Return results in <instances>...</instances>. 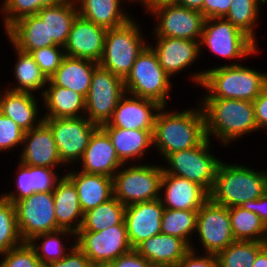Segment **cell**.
I'll return each mask as SVG.
<instances>
[{
    "instance_id": "cell-1",
    "label": "cell",
    "mask_w": 267,
    "mask_h": 267,
    "mask_svg": "<svg viewBox=\"0 0 267 267\" xmlns=\"http://www.w3.org/2000/svg\"><path fill=\"white\" fill-rule=\"evenodd\" d=\"M194 73V74H193ZM190 82L206 89L201 98L238 99L253 102L267 87V73L231 62L193 72Z\"/></svg>"
},
{
    "instance_id": "cell-2",
    "label": "cell",
    "mask_w": 267,
    "mask_h": 267,
    "mask_svg": "<svg viewBox=\"0 0 267 267\" xmlns=\"http://www.w3.org/2000/svg\"><path fill=\"white\" fill-rule=\"evenodd\" d=\"M166 109L163 106L156 115L152 147L163 159L168 154L194 148L207 138L200 104L183 111Z\"/></svg>"
},
{
    "instance_id": "cell-3",
    "label": "cell",
    "mask_w": 267,
    "mask_h": 267,
    "mask_svg": "<svg viewBox=\"0 0 267 267\" xmlns=\"http://www.w3.org/2000/svg\"><path fill=\"white\" fill-rule=\"evenodd\" d=\"M206 136L222 146L258 130L253 102L238 99L201 98Z\"/></svg>"
},
{
    "instance_id": "cell-4",
    "label": "cell",
    "mask_w": 267,
    "mask_h": 267,
    "mask_svg": "<svg viewBox=\"0 0 267 267\" xmlns=\"http://www.w3.org/2000/svg\"><path fill=\"white\" fill-rule=\"evenodd\" d=\"M221 161L210 192V199L227 208L256 200L267 191V171Z\"/></svg>"
},
{
    "instance_id": "cell-5",
    "label": "cell",
    "mask_w": 267,
    "mask_h": 267,
    "mask_svg": "<svg viewBox=\"0 0 267 267\" xmlns=\"http://www.w3.org/2000/svg\"><path fill=\"white\" fill-rule=\"evenodd\" d=\"M135 20L132 18L121 27L107 30L103 54L98 62V65L123 80L131 71L139 54L148 45L142 28Z\"/></svg>"
},
{
    "instance_id": "cell-6",
    "label": "cell",
    "mask_w": 267,
    "mask_h": 267,
    "mask_svg": "<svg viewBox=\"0 0 267 267\" xmlns=\"http://www.w3.org/2000/svg\"><path fill=\"white\" fill-rule=\"evenodd\" d=\"M123 81L125 92L130 95L151 99L166 107L168 99L171 101V77L159 64L154 50L149 45L139 54Z\"/></svg>"
},
{
    "instance_id": "cell-7",
    "label": "cell",
    "mask_w": 267,
    "mask_h": 267,
    "mask_svg": "<svg viewBox=\"0 0 267 267\" xmlns=\"http://www.w3.org/2000/svg\"><path fill=\"white\" fill-rule=\"evenodd\" d=\"M141 164H124L114 174V197L125 206L153 201L160 197L162 166L150 162Z\"/></svg>"
},
{
    "instance_id": "cell-8",
    "label": "cell",
    "mask_w": 267,
    "mask_h": 267,
    "mask_svg": "<svg viewBox=\"0 0 267 267\" xmlns=\"http://www.w3.org/2000/svg\"><path fill=\"white\" fill-rule=\"evenodd\" d=\"M211 139L187 150L168 154L163 173L172 174L202 186L209 194L213 189L217 168L222 161L212 154ZM167 166V167H166Z\"/></svg>"
},
{
    "instance_id": "cell-9",
    "label": "cell",
    "mask_w": 267,
    "mask_h": 267,
    "mask_svg": "<svg viewBox=\"0 0 267 267\" xmlns=\"http://www.w3.org/2000/svg\"><path fill=\"white\" fill-rule=\"evenodd\" d=\"M204 47L224 60H245L259 49L251 38L224 18L205 19L200 39V53ZM258 47V48H257ZM231 59V60H230Z\"/></svg>"
},
{
    "instance_id": "cell-10",
    "label": "cell",
    "mask_w": 267,
    "mask_h": 267,
    "mask_svg": "<svg viewBox=\"0 0 267 267\" xmlns=\"http://www.w3.org/2000/svg\"><path fill=\"white\" fill-rule=\"evenodd\" d=\"M125 93L123 79L98 65L85 98V117L98 127L107 124Z\"/></svg>"
},
{
    "instance_id": "cell-11",
    "label": "cell",
    "mask_w": 267,
    "mask_h": 267,
    "mask_svg": "<svg viewBox=\"0 0 267 267\" xmlns=\"http://www.w3.org/2000/svg\"><path fill=\"white\" fill-rule=\"evenodd\" d=\"M20 236L28 242L34 236L60 230L57 227L53 192H35L15 203Z\"/></svg>"
},
{
    "instance_id": "cell-12",
    "label": "cell",
    "mask_w": 267,
    "mask_h": 267,
    "mask_svg": "<svg viewBox=\"0 0 267 267\" xmlns=\"http://www.w3.org/2000/svg\"><path fill=\"white\" fill-rule=\"evenodd\" d=\"M148 14L156 21L153 37H169L200 41L205 18L198 10L177 4L153 7Z\"/></svg>"
},
{
    "instance_id": "cell-13",
    "label": "cell",
    "mask_w": 267,
    "mask_h": 267,
    "mask_svg": "<svg viewBox=\"0 0 267 267\" xmlns=\"http://www.w3.org/2000/svg\"><path fill=\"white\" fill-rule=\"evenodd\" d=\"M195 234L207 254L217 255L236 241L228 208L209 198L198 210Z\"/></svg>"
},
{
    "instance_id": "cell-14",
    "label": "cell",
    "mask_w": 267,
    "mask_h": 267,
    "mask_svg": "<svg viewBox=\"0 0 267 267\" xmlns=\"http://www.w3.org/2000/svg\"><path fill=\"white\" fill-rule=\"evenodd\" d=\"M44 121L52 130L59 158L65 166L81 160L91 135L98 128L85 116L44 119Z\"/></svg>"
},
{
    "instance_id": "cell-15",
    "label": "cell",
    "mask_w": 267,
    "mask_h": 267,
    "mask_svg": "<svg viewBox=\"0 0 267 267\" xmlns=\"http://www.w3.org/2000/svg\"><path fill=\"white\" fill-rule=\"evenodd\" d=\"M75 236V244L92 264H110L133 249L124 221L99 232L78 231Z\"/></svg>"
},
{
    "instance_id": "cell-16",
    "label": "cell",
    "mask_w": 267,
    "mask_h": 267,
    "mask_svg": "<svg viewBox=\"0 0 267 267\" xmlns=\"http://www.w3.org/2000/svg\"><path fill=\"white\" fill-rule=\"evenodd\" d=\"M164 209L160 199L126 206L124 222L133 249L144 240L161 233Z\"/></svg>"
},
{
    "instance_id": "cell-17",
    "label": "cell",
    "mask_w": 267,
    "mask_h": 267,
    "mask_svg": "<svg viewBox=\"0 0 267 267\" xmlns=\"http://www.w3.org/2000/svg\"><path fill=\"white\" fill-rule=\"evenodd\" d=\"M20 163L28 166L57 168L64 166L50 126L43 120L38 126L24 133Z\"/></svg>"
},
{
    "instance_id": "cell-18",
    "label": "cell",
    "mask_w": 267,
    "mask_h": 267,
    "mask_svg": "<svg viewBox=\"0 0 267 267\" xmlns=\"http://www.w3.org/2000/svg\"><path fill=\"white\" fill-rule=\"evenodd\" d=\"M162 107L154 100L125 93L116 105L110 121L102 126L154 130L156 115Z\"/></svg>"
},
{
    "instance_id": "cell-19",
    "label": "cell",
    "mask_w": 267,
    "mask_h": 267,
    "mask_svg": "<svg viewBox=\"0 0 267 267\" xmlns=\"http://www.w3.org/2000/svg\"><path fill=\"white\" fill-rule=\"evenodd\" d=\"M107 30L77 15L64 46L66 55L98 63L103 54Z\"/></svg>"
},
{
    "instance_id": "cell-20",
    "label": "cell",
    "mask_w": 267,
    "mask_h": 267,
    "mask_svg": "<svg viewBox=\"0 0 267 267\" xmlns=\"http://www.w3.org/2000/svg\"><path fill=\"white\" fill-rule=\"evenodd\" d=\"M153 39L156 40L154 42L156 45L153 46L152 43L148 45L154 50L159 64L171 78L200 59V41L169 37H153Z\"/></svg>"
},
{
    "instance_id": "cell-21",
    "label": "cell",
    "mask_w": 267,
    "mask_h": 267,
    "mask_svg": "<svg viewBox=\"0 0 267 267\" xmlns=\"http://www.w3.org/2000/svg\"><path fill=\"white\" fill-rule=\"evenodd\" d=\"M209 198L210 194L202 186L188 179L167 173L161 177L159 199L164 208L199 210Z\"/></svg>"
},
{
    "instance_id": "cell-22",
    "label": "cell",
    "mask_w": 267,
    "mask_h": 267,
    "mask_svg": "<svg viewBox=\"0 0 267 267\" xmlns=\"http://www.w3.org/2000/svg\"><path fill=\"white\" fill-rule=\"evenodd\" d=\"M80 171L90 174H101L114 177V174L124 165L108 134L98 127L91 135L87 148L79 161Z\"/></svg>"
},
{
    "instance_id": "cell-23",
    "label": "cell",
    "mask_w": 267,
    "mask_h": 267,
    "mask_svg": "<svg viewBox=\"0 0 267 267\" xmlns=\"http://www.w3.org/2000/svg\"><path fill=\"white\" fill-rule=\"evenodd\" d=\"M73 168L64 175L74 184L83 213L97 207L114 196L113 178L101 174H90ZM69 172V173H68Z\"/></svg>"
},
{
    "instance_id": "cell-24",
    "label": "cell",
    "mask_w": 267,
    "mask_h": 267,
    "mask_svg": "<svg viewBox=\"0 0 267 267\" xmlns=\"http://www.w3.org/2000/svg\"><path fill=\"white\" fill-rule=\"evenodd\" d=\"M108 134L118 158L123 164L137 163L147 156V151L153 147V131L140 129H123L113 126H101ZM141 158V159H140Z\"/></svg>"
},
{
    "instance_id": "cell-25",
    "label": "cell",
    "mask_w": 267,
    "mask_h": 267,
    "mask_svg": "<svg viewBox=\"0 0 267 267\" xmlns=\"http://www.w3.org/2000/svg\"><path fill=\"white\" fill-rule=\"evenodd\" d=\"M135 250L153 267L177 266L190 247L180 238L160 233L140 243Z\"/></svg>"
},
{
    "instance_id": "cell-26",
    "label": "cell",
    "mask_w": 267,
    "mask_h": 267,
    "mask_svg": "<svg viewBox=\"0 0 267 267\" xmlns=\"http://www.w3.org/2000/svg\"><path fill=\"white\" fill-rule=\"evenodd\" d=\"M41 98L43 119L78 118L85 116V98L71 89L54 85L50 80Z\"/></svg>"
},
{
    "instance_id": "cell-27",
    "label": "cell",
    "mask_w": 267,
    "mask_h": 267,
    "mask_svg": "<svg viewBox=\"0 0 267 267\" xmlns=\"http://www.w3.org/2000/svg\"><path fill=\"white\" fill-rule=\"evenodd\" d=\"M38 100L35 94L14 92L5 88L0 90V111L27 132L44 120L43 116H39Z\"/></svg>"
},
{
    "instance_id": "cell-28",
    "label": "cell",
    "mask_w": 267,
    "mask_h": 267,
    "mask_svg": "<svg viewBox=\"0 0 267 267\" xmlns=\"http://www.w3.org/2000/svg\"><path fill=\"white\" fill-rule=\"evenodd\" d=\"M53 192L57 227L74 234L81 228L83 212L74 184L62 174Z\"/></svg>"
},
{
    "instance_id": "cell-29",
    "label": "cell",
    "mask_w": 267,
    "mask_h": 267,
    "mask_svg": "<svg viewBox=\"0 0 267 267\" xmlns=\"http://www.w3.org/2000/svg\"><path fill=\"white\" fill-rule=\"evenodd\" d=\"M5 34L11 45L27 53L57 45L54 41H48L47 24L37 15H28L15 21L5 30Z\"/></svg>"
},
{
    "instance_id": "cell-30",
    "label": "cell",
    "mask_w": 267,
    "mask_h": 267,
    "mask_svg": "<svg viewBox=\"0 0 267 267\" xmlns=\"http://www.w3.org/2000/svg\"><path fill=\"white\" fill-rule=\"evenodd\" d=\"M78 15L106 29L117 28L125 25L130 19L122 7L124 0H74ZM136 3V0H125Z\"/></svg>"
},
{
    "instance_id": "cell-31",
    "label": "cell",
    "mask_w": 267,
    "mask_h": 267,
    "mask_svg": "<svg viewBox=\"0 0 267 267\" xmlns=\"http://www.w3.org/2000/svg\"><path fill=\"white\" fill-rule=\"evenodd\" d=\"M98 63L71 56H65L49 80L56 86L71 89L86 98L95 68Z\"/></svg>"
},
{
    "instance_id": "cell-32",
    "label": "cell",
    "mask_w": 267,
    "mask_h": 267,
    "mask_svg": "<svg viewBox=\"0 0 267 267\" xmlns=\"http://www.w3.org/2000/svg\"><path fill=\"white\" fill-rule=\"evenodd\" d=\"M36 15L47 24L48 41H54L57 45L64 47L72 23L78 15L75 1L60 0L45 6Z\"/></svg>"
},
{
    "instance_id": "cell-33",
    "label": "cell",
    "mask_w": 267,
    "mask_h": 267,
    "mask_svg": "<svg viewBox=\"0 0 267 267\" xmlns=\"http://www.w3.org/2000/svg\"><path fill=\"white\" fill-rule=\"evenodd\" d=\"M12 47L17 54V60H15L16 63L13 68V76H15L17 83L13 87L9 85L10 87H7V90L31 94L37 93L39 90V94L42 95L49 79L41 71L30 53L20 51L13 45Z\"/></svg>"
},
{
    "instance_id": "cell-34",
    "label": "cell",
    "mask_w": 267,
    "mask_h": 267,
    "mask_svg": "<svg viewBox=\"0 0 267 267\" xmlns=\"http://www.w3.org/2000/svg\"><path fill=\"white\" fill-rule=\"evenodd\" d=\"M126 206L114 196L83 213V221L78 231L99 232L124 221Z\"/></svg>"
},
{
    "instance_id": "cell-35",
    "label": "cell",
    "mask_w": 267,
    "mask_h": 267,
    "mask_svg": "<svg viewBox=\"0 0 267 267\" xmlns=\"http://www.w3.org/2000/svg\"><path fill=\"white\" fill-rule=\"evenodd\" d=\"M231 229L236 241H257L267 243V227L260 217L241 206L228 208Z\"/></svg>"
},
{
    "instance_id": "cell-36",
    "label": "cell",
    "mask_w": 267,
    "mask_h": 267,
    "mask_svg": "<svg viewBox=\"0 0 267 267\" xmlns=\"http://www.w3.org/2000/svg\"><path fill=\"white\" fill-rule=\"evenodd\" d=\"M66 237H68V239L71 237V239L74 238V244H72L71 241L70 245H64L62 241L65 240ZM75 237L76 236L72 231L58 230L55 232L38 234L29 240L28 243L34 248L38 259L41 264L44 265L49 262L61 260L65 257L66 254L74 247Z\"/></svg>"
},
{
    "instance_id": "cell-37",
    "label": "cell",
    "mask_w": 267,
    "mask_h": 267,
    "mask_svg": "<svg viewBox=\"0 0 267 267\" xmlns=\"http://www.w3.org/2000/svg\"><path fill=\"white\" fill-rule=\"evenodd\" d=\"M266 3L265 0H232L230 9L224 17L237 29L241 30L256 44V26L260 16V8Z\"/></svg>"
},
{
    "instance_id": "cell-38",
    "label": "cell",
    "mask_w": 267,
    "mask_h": 267,
    "mask_svg": "<svg viewBox=\"0 0 267 267\" xmlns=\"http://www.w3.org/2000/svg\"><path fill=\"white\" fill-rule=\"evenodd\" d=\"M197 213L198 210L165 208L161 221V233L180 238L190 247L194 243L191 241L196 231Z\"/></svg>"
},
{
    "instance_id": "cell-39",
    "label": "cell",
    "mask_w": 267,
    "mask_h": 267,
    "mask_svg": "<svg viewBox=\"0 0 267 267\" xmlns=\"http://www.w3.org/2000/svg\"><path fill=\"white\" fill-rule=\"evenodd\" d=\"M266 244L257 241H234L216 255L218 267H252L258 252Z\"/></svg>"
},
{
    "instance_id": "cell-40",
    "label": "cell",
    "mask_w": 267,
    "mask_h": 267,
    "mask_svg": "<svg viewBox=\"0 0 267 267\" xmlns=\"http://www.w3.org/2000/svg\"><path fill=\"white\" fill-rule=\"evenodd\" d=\"M23 242L17 225L15 204L0 194V255Z\"/></svg>"
},
{
    "instance_id": "cell-41",
    "label": "cell",
    "mask_w": 267,
    "mask_h": 267,
    "mask_svg": "<svg viewBox=\"0 0 267 267\" xmlns=\"http://www.w3.org/2000/svg\"><path fill=\"white\" fill-rule=\"evenodd\" d=\"M60 0H3L0 13L3 15L2 23L6 30L15 21L28 16L36 15L45 6Z\"/></svg>"
},
{
    "instance_id": "cell-42",
    "label": "cell",
    "mask_w": 267,
    "mask_h": 267,
    "mask_svg": "<svg viewBox=\"0 0 267 267\" xmlns=\"http://www.w3.org/2000/svg\"><path fill=\"white\" fill-rule=\"evenodd\" d=\"M0 257V267H43L34 248L28 242H23Z\"/></svg>"
},
{
    "instance_id": "cell-43",
    "label": "cell",
    "mask_w": 267,
    "mask_h": 267,
    "mask_svg": "<svg viewBox=\"0 0 267 267\" xmlns=\"http://www.w3.org/2000/svg\"><path fill=\"white\" fill-rule=\"evenodd\" d=\"M30 54L48 79L56 72L66 56L64 47L59 45L39 48Z\"/></svg>"
},
{
    "instance_id": "cell-44",
    "label": "cell",
    "mask_w": 267,
    "mask_h": 267,
    "mask_svg": "<svg viewBox=\"0 0 267 267\" xmlns=\"http://www.w3.org/2000/svg\"><path fill=\"white\" fill-rule=\"evenodd\" d=\"M25 131L0 111V151L22 147Z\"/></svg>"
},
{
    "instance_id": "cell-45",
    "label": "cell",
    "mask_w": 267,
    "mask_h": 267,
    "mask_svg": "<svg viewBox=\"0 0 267 267\" xmlns=\"http://www.w3.org/2000/svg\"><path fill=\"white\" fill-rule=\"evenodd\" d=\"M54 168L30 166L31 188L34 192L53 191L57 182L62 178Z\"/></svg>"
},
{
    "instance_id": "cell-46",
    "label": "cell",
    "mask_w": 267,
    "mask_h": 267,
    "mask_svg": "<svg viewBox=\"0 0 267 267\" xmlns=\"http://www.w3.org/2000/svg\"><path fill=\"white\" fill-rule=\"evenodd\" d=\"M18 173L15 177V190H10L8 193H2V196L7 200L11 201L13 204L27 196H30L32 193H35L31 188V181H30V166L24 165L18 161Z\"/></svg>"
},
{
    "instance_id": "cell-47",
    "label": "cell",
    "mask_w": 267,
    "mask_h": 267,
    "mask_svg": "<svg viewBox=\"0 0 267 267\" xmlns=\"http://www.w3.org/2000/svg\"><path fill=\"white\" fill-rule=\"evenodd\" d=\"M195 245L190 246V250L184 255L177 267H218L217 256L214 254H198Z\"/></svg>"
},
{
    "instance_id": "cell-48",
    "label": "cell",
    "mask_w": 267,
    "mask_h": 267,
    "mask_svg": "<svg viewBox=\"0 0 267 267\" xmlns=\"http://www.w3.org/2000/svg\"><path fill=\"white\" fill-rule=\"evenodd\" d=\"M91 265L90 259L75 244L61 260L49 262L43 267H91Z\"/></svg>"
},
{
    "instance_id": "cell-49",
    "label": "cell",
    "mask_w": 267,
    "mask_h": 267,
    "mask_svg": "<svg viewBox=\"0 0 267 267\" xmlns=\"http://www.w3.org/2000/svg\"><path fill=\"white\" fill-rule=\"evenodd\" d=\"M231 3L232 0H204V18H224L230 9Z\"/></svg>"
},
{
    "instance_id": "cell-50",
    "label": "cell",
    "mask_w": 267,
    "mask_h": 267,
    "mask_svg": "<svg viewBox=\"0 0 267 267\" xmlns=\"http://www.w3.org/2000/svg\"><path fill=\"white\" fill-rule=\"evenodd\" d=\"M111 267H153L152 264L141 256L135 249L119 256L110 263Z\"/></svg>"
},
{
    "instance_id": "cell-51",
    "label": "cell",
    "mask_w": 267,
    "mask_h": 267,
    "mask_svg": "<svg viewBox=\"0 0 267 267\" xmlns=\"http://www.w3.org/2000/svg\"><path fill=\"white\" fill-rule=\"evenodd\" d=\"M253 105L258 131L267 129V87L253 101Z\"/></svg>"
},
{
    "instance_id": "cell-52",
    "label": "cell",
    "mask_w": 267,
    "mask_h": 267,
    "mask_svg": "<svg viewBox=\"0 0 267 267\" xmlns=\"http://www.w3.org/2000/svg\"><path fill=\"white\" fill-rule=\"evenodd\" d=\"M241 207L258 215L267 227V191L256 200L244 202Z\"/></svg>"
},
{
    "instance_id": "cell-53",
    "label": "cell",
    "mask_w": 267,
    "mask_h": 267,
    "mask_svg": "<svg viewBox=\"0 0 267 267\" xmlns=\"http://www.w3.org/2000/svg\"><path fill=\"white\" fill-rule=\"evenodd\" d=\"M179 0H136V3H140L142 6H144V10L147 12L157 6L165 5V4H177Z\"/></svg>"
},
{
    "instance_id": "cell-54",
    "label": "cell",
    "mask_w": 267,
    "mask_h": 267,
    "mask_svg": "<svg viewBox=\"0 0 267 267\" xmlns=\"http://www.w3.org/2000/svg\"><path fill=\"white\" fill-rule=\"evenodd\" d=\"M203 2L204 0H179L177 2V5L193 10H198L203 14Z\"/></svg>"
},
{
    "instance_id": "cell-55",
    "label": "cell",
    "mask_w": 267,
    "mask_h": 267,
    "mask_svg": "<svg viewBox=\"0 0 267 267\" xmlns=\"http://www.w3.org/2000/svg\"><path fill=\"white\" fill-rule=\"evenodd\" d=\"M252 267H267V244L258 252Z\"/></svg>"
},
{
    "instance_id": "cell-56",
    "label": "cell",
    "mask_w": 267,
    "mask_h": 267,
    "mask_svg": "<svg viewBox=\"0 0 267 267\" xmlns=\"http://www.w3.org/2000/svg\"><path fill=\"white\" fill-rule=\"evenodd\" d=\"M91 267H111L110 264H92Z\"/></svg>"
}]
</instances>
